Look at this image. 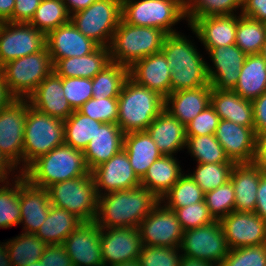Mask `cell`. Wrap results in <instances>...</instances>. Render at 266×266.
I'll use <instances>...</instances> for the list:
<instances>
[{
  "label": "cell",
  "mask_w": 266,
  "mask_h": 266,
  "mask_svg": "<svg viewBox=\"0 0 266 266\" xmlns=\"http://www.w3.org/2000/svg\"><path fill=\"white\" fill-rule=\"evenodd\" d=\"M160 199L146 187L138 186L98 196L95 222L101 229L138 228Z\"/></svg>",
  "instance_id": "obj_1"
},
{
  "label": "cell",
  "mask_w": 266,
  "mask_h": 266,
  "mask_svg": "<svg viewBox=\"0 0 266 266\" xmlns=\"http://www.w3.org/2000/svg\"><path fill=\"white\" fill-rule=\"evenodd\" d=\"M171 73V92L194 89L209 84L207 62L194 43L180 33L168 34L161 49Z\"/></svg>",
  "instance_id": "obj_2"
},
{
  "label": "cell",
  "mask_w": 266,
  "mask_h": 266,
  "mask_svg": "<svg viewBox=\"0 0 266 266\" xmlns=\"http://www.w3.org/2000/svg\"><path fill=\"white\" fill-rule=\"evenodd\" d=\"M31 184L47 189L52 184L90 175L83 151L67 144L38 157L22 173Z\"/></svg>",
  "instance_id": "obj_3"
},
{
  "label": "cell",
  "mask_w": 266,
  "mask_h": 266,
  "mask_svg": "<svg viewBox=\"0 0 266 266\" xmlns=\"http://www.w3.org/2000/svg\"><path fill=\"white\" fill-rule=\"evenodd\" d=\"M164 110V98L128 77L118 97L117 124L124 134L145 131Z\"/></svg>",
  "instance_id": "obj_4"
},
{
  "label": "cell",
  "mask_w": 266,
  "mask_h": 266,
  "mask_svg": "<svg viewBox=\"0 0 266 266\" xmlns=\"http://www.w3.org/2000/svg\"><path fill=\"white\" fill-rule=\"evenodd\" d=\"M166 36L158 28L130 25L121 19L109 45L110 61L130 68L138 60L161 51Z\"/></svg>",
  "instance_id": "obj_5"
},
{
  "label": "cell",
  "mask_w": 266,
  "mask_h": 266,
  "mask_svg": "<svg viewBox=\"0 0 266 266\" xmlns=\"http://www.w3.org/2000/svg\"><path fill=\"white\" fill-rule=\"evenodd\" d=\"M64 143V120L40 112L32 107L27 99L21 173L38 157L49 153Z\"/></svg>",
  "instance_id": "obj_6"
},
{
  "label": "cell",
  "mask_w": 266,
  "mask_h": 266,
  "mask_svg": "<svg viewBox=\"0 0 266 266\" xmlns=\"http://www.w3.org/2000/svg\"><path fill=\"white\" fill-rule=\"evenodd\" d=\"M121 19L130 25L176 34L178 32L172 28L186 19V7L179 0H122Z\"/></svg>",
  "instance_id": "obj_7"
},
{
  "label": "cell",
  "mask_w": 266,
  "mask_h": 266,
  "mask_svg": "<svg viewBox=\"0 0 266 266\" xmlns=\"http://www.w3.org/2000/svg\"><path fill=\"white\" fill-rule=\"evenodd\" d=\"M52 71L53 63L47 47L0 67L6 86L16 99H27Z\"/></svg>",
  "instance_id": "obj_8"
},
{
  "label": "cell",
  "mask_w": 266,
  "mask_h": 266,
  "mask_svg": "<svg viewBox=\"0 0 266 266\" xmlns=\"http://www.w3.org/2000/svg\"><path fill=\"white\" fill-rule=\"evenodd\" d=\"M47 190L51 205L75 214L83 222L95 220L98 195L91 174L52 184Z\"/></svg>",
  "instance_id": "obj_9"
},
{
  "label": "cell",
  "mask_w": 266,
  "mask_h": 266,
  "mask_svg": "<svg viewBox=\"0 0 266 266\" xmlns=\"http://www.w3.org/2000/svg\"><path fill=\"white\" fill-rule=\"evenodd\" d=\"M121 14L122 0H96L72 14L70 21L84 36L101 47H109Z\"/></svg>",
  "instance_id": "obj_10"
},
{
  "label": "cell",
  "mask_w": 266,
  "mask_h": 266,
  "mask_svg": "<svg viewBox=\"0 0 266 266\" xmlns=\"http://www.w3.org/2000/svg\"><path fill=\"white\" fill-rule=\"evenodd\" d=\"M179 249L185 257L204 260L218 266L230 250L219 220L184 231Z\"/></svg>",
  "instance_id": "obj_11"
},
{
  "label": "cell",
  "mask_w": 266,
  "mask_h": 266,
  "mask_svg": "<svg viewBox=\"0 0 266 266\" xmlns=\"http://www.w3.org/2000/svg\"><path fill=\"white\" fill-rule=\"evenodd\" d=\"M46 47V35L29 23H0V67Z\"/></svg>",
  "instance_id": "obj_12"
},
{
  "label": "cell",
  "mask_w": 266,
  "mask_h": 266,
  "mask_svg": "<svg viewBox=\"0 0 266 266\" xmlns=\"http://www.w3.org/2000/svg\"><path fill=\"white\" fill-rule=\"evenodd\" d=\"M27 119V99H15L0 110V151L12 164L23 166L24 130ZM19 165V167H18Z\"/></svg>",
  "instance_id": "obj_13"
},
{
  "label": "cell",
  "mask_w": 266,
  "mask_h": 266,
  "mask_svg": "<svg viewBox=\"0 0 266 266\" xmlns=\"http://www.w3.org/2000/svg\"><path fill=\"white\" fill-rule=\"evenodd\" d=\"M161 204L159 202L138 226L142 245L179 247L184 231L175 211Z\"/></svg>",
  "instance_id": "obj_14"
},
{
  "label": "cell",
  "mask_w": 266,
  "mask_h": 266,
  "mask_svg": "<svg viewBox=\"0 0 266 266\" xmlns=\"http://www.w3.org/2000/svg\"><path fill=\"white\" fill-rule=\"evenodd\" d=\"M91 175L95 181L98 196L113 191L132 189L141 185V180L132 169L124 148L108 161L94 168Z\"/></svg>",
  "instance_id": "obj_15"
},
{
  "label": "cell",
  "mask_w": 266,
  "mask_h": 266,
  "mask_svg": "<svg viewBox=\"0 0 266 266\" xmlns=\"http://www.w3.org/2000/svg\"><path fill=\"white\" fill-rule=\"evenodd\" d=\"M230 249L266 243V221L254 212H236L220 220Z\"/></svg>",
  "instance_id": "obj_16"
},
{
  "label": "cell",
  "mask_w": 266,
  "mask_h": 266,
  "mask_svg": "<svg viewBox=\"0 0 266 266\" xmlns=\"http://www.w3.org/2000/svg\"><path fill=\"white\" fill-rule=\"evenodd\" d=\"M100 241L104 266L137 260L143 246L138 228H100Z\"/></svg>",
  "instance_id": "obj_17"
},
{
  "label": "cell",
  "mask_w": 266,
  "mask_h": 266,
  "mask_svg": "<svg viewBox=\"0 0 266 266\" xmlns=\"http://www.w3.org/2000/svg\"><path fill=\"white\" fill-rule=\"evenodd\" d=\"M205 49L215 66L212 68L207 64L211 87L219 90H233L247 55L235 44Z\"/></svg>",
  "instance_id": "obj_18"
},
{
  "label": "cell",
  "mask_w": 266,
  "mask_h": 266,
  "mask_svg": "<svg viewBox=\"0 0 266 266\" xmlns=\"http://www.w3.org/2000/svg\"><path fill=\"white\" fill-rule=\"evenodd\" d=\"M62 245L74 266H103L100 227L95 221L80 224Z\"/></svg>",
  "instance_id": "obj_19"
},
{
  "label": "cell",
  "mask_w": 266,
  "mask_h": 266,
  "mask_svg": "<svg viewBox=\"0 0 266 266\" xmlns=\"http://www.w3.org/2000/svg\"><path fill=\"white\" fill-rule=\"evenodd\" d=\"M46 47L54 65L59 59L88 55L99 45L84 36L69 21L46 35Z\"/></svg>",
  "instance_id": "obj_20"
},
{
  "label": "cell",
  "mask_w": 266,
  "mask_h": 266,
  "mask_svg": "<svg viewBox=\"0 0 266 266\" xmlns=\"http://www.w3.org/2000/svg\"><path fill=\"white\" fill-rule=\"evenodd\" d=\"M215 137L226 155L235 163H251L255 152L254 127H245L220 119Z\"/></svg>",
  "instance_id": "obj_21"
},
{
  "label": "cell",
  "mask_w": 266,
  "mask_h": 266,
  "mask_svg": "<svg viewBox=\"0 0 266 266\" xmlns=\"http://www.w3.org/2000/svg\"><path fill=\"white\" fill-rule=\"evenodd\" d=\"M171 73L162 50L138 60L129 68L132 80L164 99L171 93Z\"/></svg>",
  "instance_id": "obj_22"
},
{
  "label": "cell",
  "mask_w": 266,
  "mask_h": 266,
  "mask_svg": "<svg viewBox=\"0 0 266 266\" xmlns=\"http://www.w3.org/2000/svg\"><path fill=\"white\" fill-rule=\"evenodd\" d=\"M48 190L31 184L20 174V209L23 232L36 234L50 209Z\"/></svg>",
  "instance_id": "obj_23"
},
{
  "label": "cell",
  "mask_w": 266,
  "mask_h": 266,
  "mask_svg": "<svg viewBox=\"0 0 266 266\" xmlns=\"http://www.w3.org/2000/svg\"><path fill=\"white\" fill-rule=\"evenodd\" d=\"M27 99L35 109L60 120L65 121L74 112L64 96L62 77L54 70Z\"/></svg>",
  "instance_id": "obj_24"
},
{
  "label": "cell",
  "mask_w": 266,
  "mask_h": 266,
  "mask_svg": "<svg viewBox=\"0 0 266 266\" xmlns=\"http://www.w3.org/2000/svg\"><path fill=\"white\" fill-rule=\"evenodd\" d=\"M239 16L219 15L197 18L189 27L205 48L235 44Z\"/></svg>",
  "instance_id": "obj_25"
},
{
  "label": "cell",
  "mask_w": 266,
  "mask_h": 266,
  "mask_svg": "<svg viewBox=\"0 0 266 266\" xmlns=\"http://www.w3.org/2000/svg\"><path fill=\"white\" fill-rule=\"evenodd\" d=\"M210 84L194 89L171 92L164 99V110L185 126L211 103Z\"/></svg>",
  "instance_id": "obj_26"
},
{
  "label": "cell",
  "mask_w": 266,
  "mask_h": 266,
  "mask_svg": "<svg viewBox=\"0 0 266 266\" xmlns=\"http://www.w3.org/2000/svg\"><path fill=\"white\" fill-rule=\"evenodd\" d=\"M124 133L118 124L103 123L83 151L85 163L91 172L123 149Z\"/></svg>",
  "instance_id": "obj_27"
},
{
  "label": "cell",
  "mask_w": 266,
  "mask_h": 266,
  "mask_svg": "<svg viewBox=\"0 0 266 266\" xmlns=\"http://www.w3.org/2000/svg\"><path fill=\"white\" fill-rule=\"evenodd\" d=\"M163 155H173L186 146V126L163 110L145 130Z\"/></svg>",
  "instance_id": "obj_28"
},
{
  "label": "cell",
  "mask_w": 266,
  "mask_h": 266,
  "mask_svg": "<svg viewBox=\"0 0 266 266\" xmlns=\"http://www.w3.org/2000/svg\"><path fill=\"white\" fill-rule=\"evenodd\" d=\"M263 172L252 162L235 163L230 180L235 192L236 212H255L257 190Z\"/></svg>",
  "instance_id": "obj_29"
},
{
  "label": "cell",
  "mask_w": 266,
  "mask_h": 266,
  "mask_svg": "<svg viewBox=\"0 0 266 266\" xmlns=\"http://www.w3.org/2000/svg\"><path fill=\"white\" fill-rule=\"evenodd\" d=\"M210 104L220 119L245 127H254L252 101L241 98L235 91L212 88Z\"/></svg>",
  "instance_id": "obj_30"
},
{
  "label": "cell",
  "mask_w": 266,
  "mask_h": 266,
  "mask_svg": "<svg viewBox=\"0 0 266 266\" xmlns=\"http://www.w3.org/2000/svg\"><path fill=\"white\" fill-rule=\"evenodd\" d=\"M110 61L109 47L99 46L94 52L82 57L59 59L53 70L61 77L94 78Z\"/></svg>",
  "instance_id": "obj_31"
},
{
  "label": "cell",
  "mask_w": 266,
  "mask_h": 266,
  "mask_svg": "<svg viewBox=\"0 0 266 266\" xmlns=\"http://www.w3.org/2000/svg\"><path fill=\"white\" fill-rule=\"evenodd\" d=\"M123 148L132 169L140 180L152 163L163 155L146 131L124 134Z\"/></svg>",
  "instance_id": "obj_32"
},
{
  "label": "cell",
  "mask_w": 266,
  "mask_h": 266,
  "mask_svg": "<svg viewBox=\"0 0 266 266\" xmlns=\"http://www.w3.org/2000/svg\"><path fill=\"white\" fill-rule=\"evenodd\" d=\"M176 159L173 155H162L155 160L141 179V186L161 199L183 174Z\"/></svg>",
  "instance_id": "obj_33"
},
{
  "label": "cell",
  "mask_w": 266,
  "mask_h": 266,
  "mask_svg": "<svg viewBox=\"0 0 266 266\" xmlns=\"http://www.w3.org/2000/svg\"><path fill=\"white\" fill-rule=\"evenodd\" d=\"M233 91L249 101L266 92V62L261 54L247 55Z\"/></svg>",
  "instance_id": "obj_34"
},
{
  "label": "cell",
  "mask_w": 266,
  "mask_h": 266,
  "mask_svg": "<svg viewBox=\"0 0 266 266\" xmlns=\"http://www.w3.org/2000/svg\"><path fill=\"white\" fill-rule=\"evenodd\" d=\"M83 221L65 209L50 206L48 216L35 234L47 245H61Z\"/></svg>",
  "instance_id": "obj_35"
},
{
  "label": "cell",
  "mask_w": 266,
  "mask_h": 266,
  "mask_svg": "<svg viewBox=\"0 0 266 266\" xmlns=\"http://www.w3.org/2000/svg\"><path fill=\"white\" fill-rule=\"evenodd\" d=\"M128 77V67L110 62L92 78L93 98H118Z\"/></svg>",
  "instance_id": "obj_36"
},
{
  "label": "cell",
  "mask_w": 266,
  "mask_h": 266,
  "mask_svg": "<svg viewBox=\"0 0 266 266\" xmlns=\"http://www.w3.org/2000/svg\"><path fill=\"white\" fill-rule=\"evenodd\" d=\"M102 124V122L74 110L64 121L65 144L84 151Z\"/></svg>",
  "instance_id": "obj_37"
},
{
  "label": "cell",
  "mask_w": 266,
  "mask_h": 266,
  "mask_svg": "<svg viewBox=\"0 0 266 266\" xmlns=\"http://www.w3.org/2000/svg\"><path fill=\"white\" fill-rule=\"evenodd\" d=\"M12 266L39 261L47 244L35 234L24 233L6 242Z\"/></svg>",
  "instance_id": "obj_38"
},
{
  "label": "cell",
  "mask_w": 266,
  "mask_h": 266,
  "mask_svg": "<svg viewBox=\"0 0 266 266\" xmlns=\"http://www.w3.org/2000/svg\"><path fill=\"white\" fill-rule=\"evenodd\" d=\"M266 37V23L240 14L235 45L246 55L260 54Z\"/></svg>",
  "instance_id": "obj_39"
},
{
  "label": "cell",
  "mask_w": 266,
  "mask_h": 266,
  "mask_svg": "<svg viewBox=\"0 0 266 266\" xmlns=\"http://www.w3.org/2000/svg\"><path fill=\"white\" fill-rule=\"evenodd\" d=\"M64 0H42L29 24L47 35L70 21Z\"/></svg>",
  "instance_id": "obj_40"
},
{
  "label": "cell",
  "mask_w": 266,
  "mask_h": 266,
  "mask_svg": "<svg viewBox=\"0 0 266 266\" xmlns=\"http://www.w3.org/2000/svg\"><path fill=\"white\" fill-rule=\"evenodd\" d=\"M204 194L189 174L183 173L179 180L161 197L160 202L175 211L177 208L204 201Z\"/></svg>",
  "instance_id": "obj_41"
},
{
  "label": "cell",
  "mask_w": 266,
  "mask_h": 266,
  "mask_svg": "<svg viewBox=\"0 0 266 266\" xmlns=\"http://www.w3.org/2000/svg\"><path fill=\"white\" fill-rule=\"evenodd\" d=\"M190 156L199 163H235L226 155L215 134L204 136H187L186 146Z\"/></svg>",
  "instance_id": "obj_42"
},
{
  "label": "cell",
  "mask_w": 266,
  "mask_h": 266,
  "mask_svg": "<svg viewBox=\"0 0 266 266\" xmlns=\"http://www.w3.org/2000/svg\"><path fill=\"white\" fill-rule=\"evenodd\" d=\"M20 174L14 175L15 178L11 180H14L12 185L9 181L0 185V228H10L20 224Z\"/></svg>",
  "instance_id": "obj_43"
},
{
  "label": "cell",
  "mask_w": 266,
  "mask_h": 266,
  "mask_svg": "<svg viewBox=\"0 0 266 266\" xmlns=\"http://www.w3.org/2000/svg\"><path fill=\"white\" fill-rule=\"evenodd\" d=\"M235 163H199L189 176L204 193L214 190L230 180Z\"/></svg>",
  "instance_id": "obj_44"
},
{
  "label": "cell",
  "mask_w": 266,
  "mask_h": 266,
  "mask_svg": "<svg viewBox=\"0 0 266 266\" xmlns=\"http://www.w3.org/2000/svg\"><path fill=\"white\" fill-rule=\"evenodd\" d=\"M239 8L242 12V0H193L186 7V21L191 25L197 18L234 15Z\"/></svg>",
  "instance_id": "obj_45"
},
{
  "label": "cell",
  "mask_w": 266,
  "mask_h": 266,
  "mask_svg": "<svg viewBox=\"0 0 266 266\" xmlns=\"http://www.w3.org/2000/svg\"><path fill=\"white\" fill-rule=\"evenodd\" d=\"M204 201L209 213L215 220H220L233 212L235 192L231 180L214 190L206 192L204 194Z\"/></svg>",
  "instance_id": "obj_46"
},
{
  "label": "cell",
  "mask_w": 266,
  "mask_h": 266,
  "mask_svg": "<svg viewBox=\"0 0 266 266\" xmlns=\"http://www.w3.org/2000/svg\"><path fill=\"white\" fill-rule=\"evenodd\" d=\"M179 252V247L142 246L137 260L140 266H180Z\"/></svg>",
  "instance_id": "obj_47"
},
{
  "label": "cell",
  "mask_w": 266,
  "mask_h": 266,
  "mask_svg": "<svg viewBox=\"0 0 266 266\" xmlns=\"http://www.w3.org/2000/svg\"><path fill=\"white\" fill-rule=\"evenodd\" d=\"M219 266H266V243L230 249Z\"/></svg>",
  "instance_id": "obj_48"
},
{
  "label": "cell",
  "mask_w": 266,
  "mask_h": 266,
  "mask_svg": "<svg viewBox=\"0 0 266 266\" xmlns=\"http://www.w3.org/2000/svg\"><path fill=\"white\" fill-rule=\"evenodd\" d=\"M78 111L102 123H115L118 120V98L89 99Z\"/></svg>",
  "instance_id": "obj_49"
},
{
  "label": "cell",
  "mask_w": 266,
  "mask_h": 266,
  "mask_svg": "<svg viewBox=\"0 0 266 266\" xmlns=\"http://www.w3.org/2000/svg\"><path fill=\"white\" fill-rule=\"evenodd\" d=\"M64 96L73 110H78L93 97L92 79L62 77Z\"/></svg>",
  "instance_id": "obj_50"
},
{
  "label": "cell",
  "mask_w": 266,
  "mask_h": 266,
  "mask_svg": "<svg viewBox=\"0 0 266 266\" xmlns=\"http://www.w3.org/2000/svg\"><path fill=\"white\" fill-rule=\"evenodd\" d=\"M175 213L183 231L195 229L215 221L213 216L209 213L205 201L177 208Z\"/></svg>",
  "instance_id": "obj_51"
},
{
  "label": "cell",
  "mask_w": 266,
  "mask_h": 266,
  "mask_svg": "<svg viewBox=\"0 0 266 266\" xmlns=\"http://www.w3.org/2000/svg\"><path fill=\"white\" fill-rule=\"evenodd\" d=\"M220 117L210 104L186 125V136L213 135L216 132Z\"/></svg>",
  "instance_id": "obj_52"
},
{
  "label": "cell",
  "mask_w": 266,
  "mask_h": 266,
  "mask_svg": "<svg viewBox=\"0 0 266 266\" xmlns=\"http://www.w3.org/2000/svg\"><path fill=\"white\" fill-rule=\"evenodd\" d=\"M39 261L42 266H74L62 244L47 245Z\"/></svg>",
  "instance_id": "obj_53"
},
{
  "label": "cell",
  "mask_w": 266,
  "mask_h": 266,
  "mask_svg": "<svg viewBox=\"0 0 266 266\" xmlns=\"http://www.w3.org/2000/svg\"><path fill=\"white\" fill-rule=\"evenodd\" d=\"M42 0H15L14 23H29Z\"/></svg>",
  "instance_id": "obj_54"
},
{
  "label": "cell",
  "mask_w": 266,
  "mask_h": 266,
  "mask_svg": "<svg viewBox=\"0 0 266 266\" xmlns=\"http://www.w3.org/2000/svg\"><path fill=\"white\" fill-rule=\"evenodd\" d=\"M254 115V132L256 135L266 133V92L252 101Z\"/></svg>",
  "instance_id": "obj_55"
},
{
  "label": "cell",
  "mask_w": 266,
  "mask_h": 266,
  "mask_svg": "<svg viewBox=\"0 0 266 266\" xmlns=\"http://www.w3.org/2000/svg\"><path fill=\"white\" fill-rule=\"evenodd\" d=\"M242 15L266 23V0H242Z\"/></svg>",
  "instance_id": "obj_56"
},
{
  "label": "cell",
  "mask_w": 266,
  "mask_h": 266,
  "mask_svg": "<svg viewBox=\"0 0 266 266\" xmlns=\"http://www.w3.org/2000/svg\"><path fill=\"white\" fill-rule=\"evenodd\" d=\"M252 163L266 172V133L256 135L255 152Z\"/></svg>",
  "instance_id": "obj_57"
},
{
  "label": "cell",
  "mask_w": 266,
  "mask_h": 266,
  "mask_svg": "<svg viewBox=\"0 0 266 266\" xmlns=\"http://www.w3.org/2000/svg\"><path fill=\"white\" fill-rule=\"evenodd\" d=\"M254 213L266 221V172H263L260 177Z\"/></svg>",
  "instance_id": "obj_58"
},
{
  "label": "cell",
  "mask_w": 266,
  "mask_h": 266,
  "mask_svg": "<svg viewBox=\"0 0 266 266\" xmlns=\"http://www.w3.org/2000/svg\"><path fill=\"white\" fill-rule=\"evenodd\" d=\"M15 0H0V22H13Z\"/></svg>",
  "instance_id": "obj_59"
},
{
  "label": "cell",
  "mask_w": 266,
  "mask_h": 266,
  "mask_svg": "<svg viewBox=\"0 0 266 266\" xmlns=\"http://www.w3.org/2000/svg\"><path fill=\"white\" fill-rule=\"evenodd\" d=\"M15 169L18 170L0 151V183L7 182V180L9 181L8 175H10Z\"/></svg>",
  "instance_id": "obj_60"
},
{
  "label": "cell",
  "mask_w": 266,
  "mask_h": 266,
  "mask_svg": "<svg viewBox=\"0 0 266 266\" xmlns=\"http://www.w3.org/2000/svg\"><path fill=\"white\" fill-rule=\"evenodd\" d=\"M96 0H64L67 10L70 15L88 8Z\"/></svg>",
  "instance_id": "obj_61"
},
{
  "label": "cell",
  "mask_w": 266,
  "mask_h": 266,
  "mask_svg": "<svg viewBox=\"0 0 266 266\" xmlns=\"http://www.w3.org/2000/svg\"><path fill=\"white\" fill-rule=\"evenodd\" d=\"M16 98L9 92L0 72V110L6 108Z\"/></svg>",
  "instance_id": "obj_62"
},
{
  "label": "cell",
  "mask_w": 266,
  "mask_h": 266,
  "mask_svg": "<svg viewBox=\"0 0 266 266\" xmlns=\"http://www.w3.org/2000/svg\"><path fill=\"white\" fill-rule=\"evenodd\" d=\"M180 266H218L217 264L209 263L204 260L192 259L182 256Z\"/></svg>",
  "instance_id": "obj_63"
},
{
  "label": "cell",
  "mask_w": 266,
  "mask_h": 266,
  "mask_svg": "<svg viewBox=\"0 0 266 266\" xmlns=\"http://www.w3.org/2000/svg\"><path fill=\"white\" fill-rule=\"evenodd\" d=\"M0 266H12L11 260L9 258L6 242L3 245L0 244Z\"/></svg>",
  "instance_id": "obj_64"
},
{
  "label": "cell",
  "mask_w": 266,
  "mask_h": 266,
  "mask_svg": "<svg viewBox=\"0 0 266 266\" xmlns=\"http://www.w3.org/2000/svg\"><path fill=\"white\" fill-rule=\"evenodd\" d=\"M113 266H140L139 261L138 260H132V261H127V262H123V263H119Z\"/></svg>",
  "instance_id": "obj_65"
},
{
  "label": "cell",
  "mask_w": 266,
  "mask_h": 266,
  "mask_svg": "<svg viewBox=\"0 0 266 266\" xmlns=\"http://www.w3.org/2000/svg\"><path fill=\"white\" fill-rule=\"evenodd\" d=\"M260 54L263 56V58L266 62V37H265V41H264V44H263V47H262Z\"/></svg>",
  "instance_id": "obj_66"
},
{
  "label": "cell",
  "mask_w": 266,
  "mask_h": 266,
  "mask_svg": "<svg viewBox=\"0 0 266 266\" xmlns=\"http://www.w3.org/2000/svg\"><path fill=\"white\" fill-rule=\"evenodd\" d=\"M25 266H42L40 261H36V262H30Z\"/></svg>",
  "instance_id": "obj_67"
},
{
  "label": "cell",
  "mask_w": 266,
  "mask_h": 266,
  "mask_svg": "<svg viewBox=\"0 0 266 266\" xmlns=\"http://www.w3.org/2000/svg\"><path fill=\"white\" fill-rule=\"evenodd\" d=\"M185 7H187L193 0H179Z\"/></svg>",
  "instance_id": "obj_68"
}]
</instances>
